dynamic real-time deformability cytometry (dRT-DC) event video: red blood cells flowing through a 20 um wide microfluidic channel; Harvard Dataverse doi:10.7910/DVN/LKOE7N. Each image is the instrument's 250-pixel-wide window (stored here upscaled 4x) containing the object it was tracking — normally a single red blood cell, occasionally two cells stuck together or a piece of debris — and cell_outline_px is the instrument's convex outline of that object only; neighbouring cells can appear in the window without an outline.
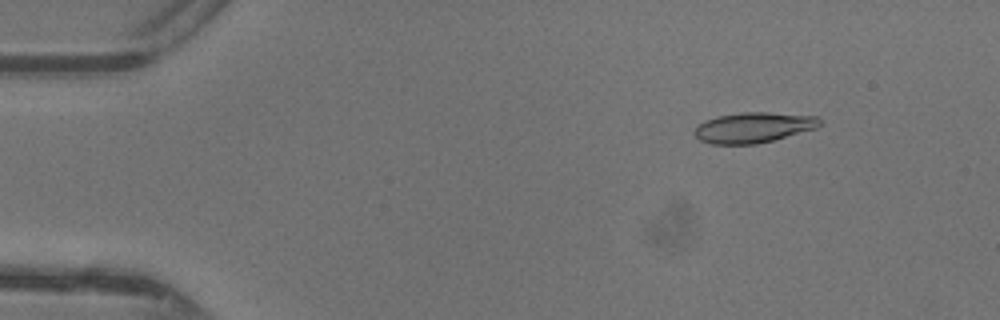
{"species": "common noctule bat (a hibernating species)", "species_latin": "Nyctalus noctula", "temperature_condition": "warm", "stored_images_in_passage": 42, "camera_frame_rate_fps": 3000, "um_per_image_px": 0.085, "animal": {"sex": "female"}, "frame": {"image": 1, "passage_image": 1, "time_ms": 0.0, "image_size_px": [1000, 320], "cell_outline_px": [[820, 124], [816, 128], [772, 140], [756, 144], [712, 144], [700, 140], [692, 132], [696, 124], [704, 120], [716, 116], [740, 112], [768, 112], [816, 116], [820, 120]], "centroid_in_image_um": [63.97, 10.83], "position_along_channel_um": 21.0, "area_um2": 22.25}}
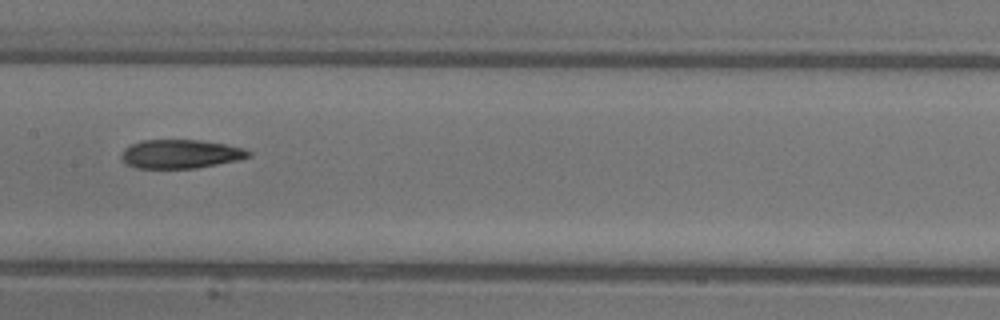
{"frame": {"image": 2, "passage_image": 19, "time_ms": 6.0, "image_size_px": [1000, 320], "cell_outline_px": [[252, 156], [236, 160], [196, 168], [136, 168], [124, 164], [120, 156], [124, 148], [140, 140], [200, 140], [224, 144], [244, 148], [252, 152]], "centroid_in_image_um": [15.31, 13.09], "position_along_channel_um": 192.1, "area_um2": 21.39}}
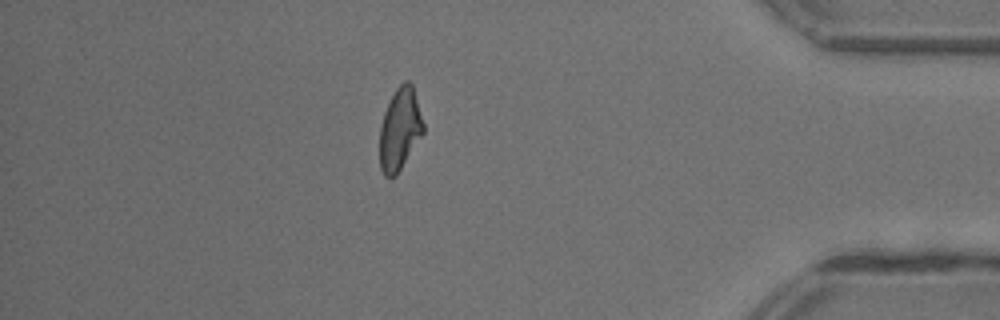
{"frame": {"image": 3, "passage_image": 36, "time_ms": 11.667, "image_size_px": [1000, 320], "cell_outline_px": [[424, 132], [396, 176], [384, 176], [380, 168], [380, 124], [384, 112], [396, 88], [404, 80], [408, 80], [412, 84], [424, 124]], "centroid_in_image_um": [33.98, 10.98], "position_along_channel_um": 401.2, "area_um2": 20.75}, "authors_computed_cell_mechanics": {"area_um2": 21.7328, "velocity_mm_per_s": 4.3984, "shape_relaxation_time_tau1_ms": null, "shape_relaxation_time_tau2_ms": 4.2023, "deformation_change_tau1": null, "deformation_change_tau2": 0.1382}}